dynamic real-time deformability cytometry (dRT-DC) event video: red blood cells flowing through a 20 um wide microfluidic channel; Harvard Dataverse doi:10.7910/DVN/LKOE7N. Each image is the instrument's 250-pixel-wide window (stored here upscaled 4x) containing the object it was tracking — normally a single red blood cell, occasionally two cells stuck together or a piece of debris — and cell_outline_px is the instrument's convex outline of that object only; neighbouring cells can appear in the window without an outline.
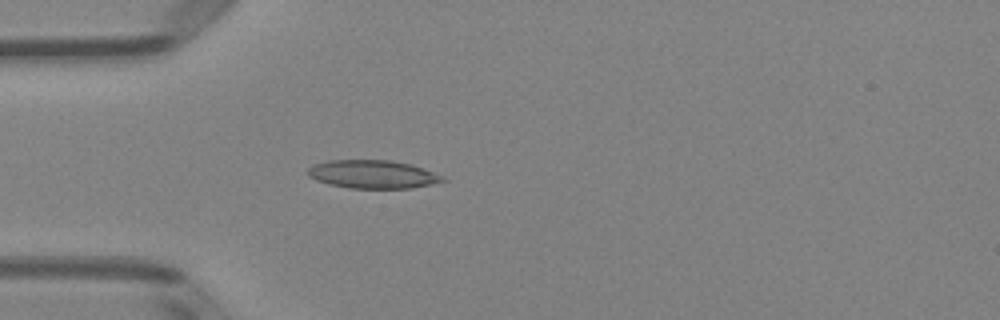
{"species": "Egyptian fruit bat (a non-hibernating species)", "species_latin": "Rousettus aegyptiacus", "temperature_condition": "room temperature", "stored_images_in_passage": 50, "camera_frame_rate_fps": 3000, "um_per_image_px": 0.085, "animal": {"sex": "female"}, "frame": {"image": 1, "passage_image": 14, "time_ms": 4.333, "image_size_px": [1000, 320], "cell_outline_px": [[448, 180], [432, 184], [412, 188], [348, 188], [328, 184], [316, 180], [308, 176], [308, 168], [312, 164], [328, 160], [392, 160], [408, 164], [444, 176]], "centroid_in_image_um": [31.65, 14.81], "position_along_channel_um": 53.4, "area_um2": 22.2}}
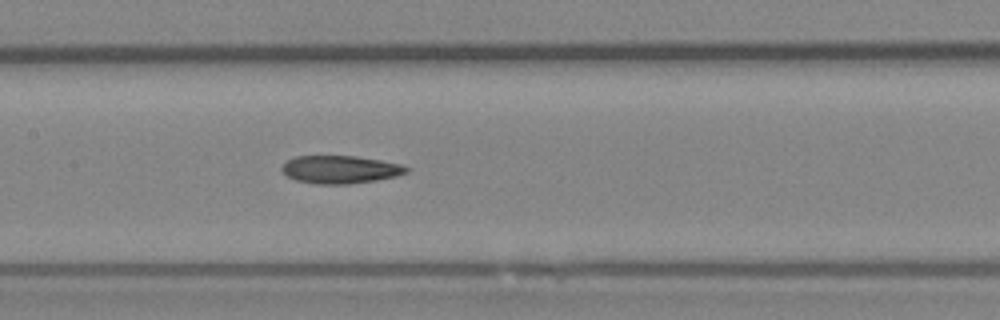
{"frame": {"image": 2, "passage_image": 24, "time_ms": 7.667, "image_size_px": [1000, 320], "cell_outline_px": [[408, 172], [396, 176], [376, 180], [348, 184], [316, 184], [296, 180], [288, 176], [280, 168], [288, 160], [296, 156], [356, 156], [380, 160], [400, 164], [408, 168]], "centroid_in_image_um": [28.92, 14.41], "position_along_channel_um": 178.5, "area_um2": 20.06}}
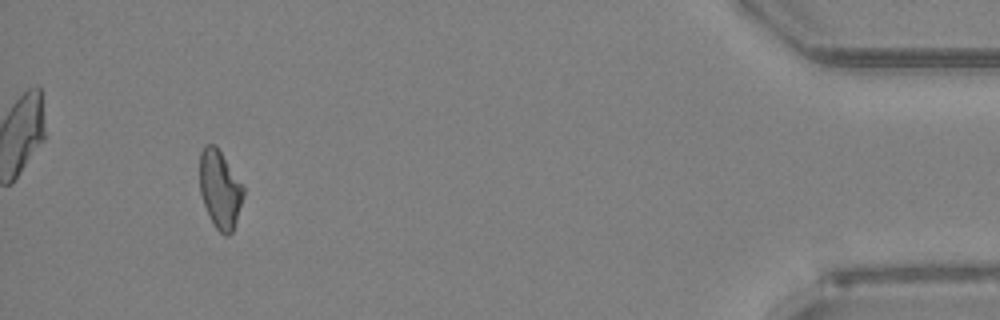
{"frame": {"image": 3, "passage_image": 47, "time_ms": 15.333, "image_size_px": [1000, 320], "cell_outline_px": [[244, 196], [232, 232], [228, 236], [224, 236], [212, 224], [204, 204], [200, 192], [200, 152], [204, 144], [216, 144], [244, 184]], "centroid_in_image_um": [18.71, 16.06], "position_along_channel_um": 416.5, "area_um2": 20.23}, "authors_computed_cell_mechanics": {"area_um2": 20.4034, "velocity_mm_per_s": 3.989, "shape_relaxation_time_tau1_ms": null, "shape_relaxation_time_tau2_ms": 7.4541, "deformation_change_tau1": null, "deformation_change_tau2": 0.1829}}